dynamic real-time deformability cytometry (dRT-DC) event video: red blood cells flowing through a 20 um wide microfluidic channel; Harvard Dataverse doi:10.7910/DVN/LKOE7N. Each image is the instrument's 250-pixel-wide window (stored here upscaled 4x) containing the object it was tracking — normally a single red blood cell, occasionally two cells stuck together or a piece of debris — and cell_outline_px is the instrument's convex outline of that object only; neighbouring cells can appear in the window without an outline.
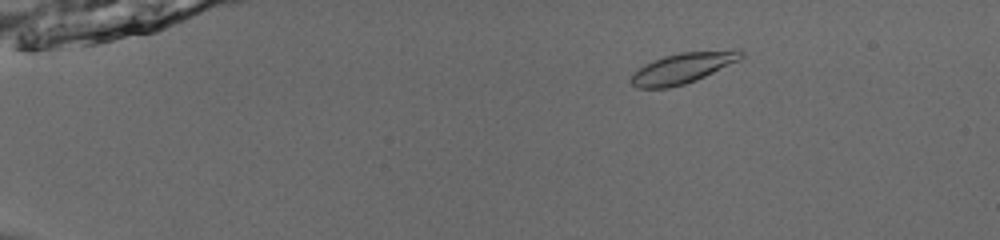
{"species": "common noctule bat (a hibernating species)", "species_latin": "Nyctalus noctula", "temperature_condition": "room temperature", "stored_images_in_passage": 50, "camera_frame_rate_fps": 3000, "um_per_image_px": 0.085, "animal": {"sex": "male", "body_mass_g": 13.0, "forearm_length_mm": 53.1}, "frame": {"image": 1, "passage_image": 7, "time_ms": 2.0, "image_size_px": [1000, 240], "cell_outline_px": [[744, 56], [740, 60], [696, 80], [684, 84], [668, 88], [636, 88], [628, 80], [644, 64], [652, 60], [664, 56], [680, 52], [736, 48], [740, 48], [744, 52]], "centroid_in_image_um": [58.1, 5.75], "position_along_channel_um": 26.9, "area_um2": 19.94}}
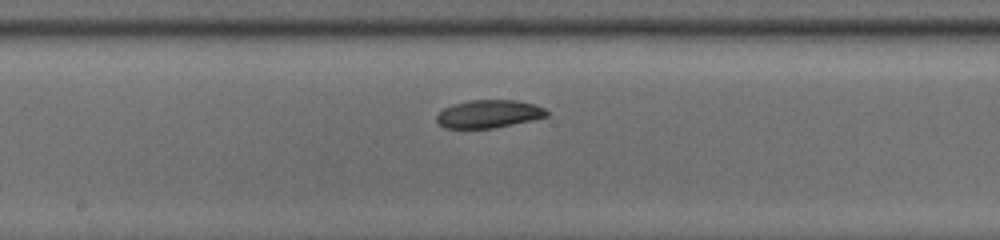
{"frame": {"image": 2, "passage_image": 28, "time_ms": 9.0, "image_size_px": [1000, 240], "cell_outline_px": [[548, 116], [532, 120], [492, 128], [444, 128], [436, 120], [436, 116], [444, 108], [452, 104], [472, 100], [520, 100], [536, 104], [544, 108], [548, 112]], "centroid_in_image_um": [41.56, 9.67], "position_along_channel_um": 206.6, "area_um2": 17.92}}
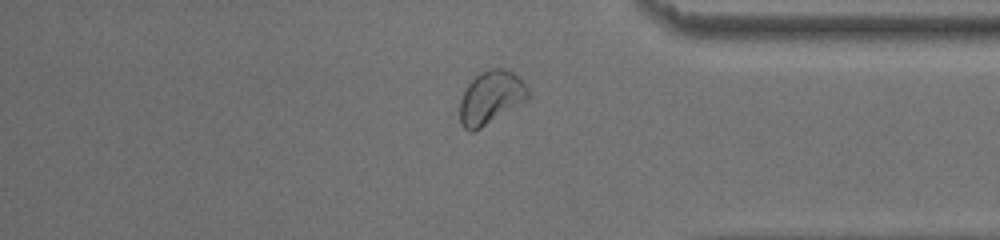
{"frame": {"image": 3, "passage_image": 43, "time_ms": 14.0, "image_size_px": [1000, 240], "cell_outline_px": [[532, 96], [528, 100], [480, 128], [472, 132], [468, 132], [460, 124], [460, 100], [468, 84], [480, 72], [488, 68], [504, 68], [512, 72], [528, 88]], "centroid_in_image_um": [41.73, 8.29], "position_along_channel_um": 393.5, "area_um2": 21.15}, "authors_computed_cell_mechanics": {"area_um2": 19.1896, "velocity_mm_per_s": 3.9096, "shape_relaxation_time_tau1_ms": 4.0832, "shape_relaxation_time_tau2_ms": null, "deformation_change_tau1": 0.0955, "deformation_change_tau2": null}}